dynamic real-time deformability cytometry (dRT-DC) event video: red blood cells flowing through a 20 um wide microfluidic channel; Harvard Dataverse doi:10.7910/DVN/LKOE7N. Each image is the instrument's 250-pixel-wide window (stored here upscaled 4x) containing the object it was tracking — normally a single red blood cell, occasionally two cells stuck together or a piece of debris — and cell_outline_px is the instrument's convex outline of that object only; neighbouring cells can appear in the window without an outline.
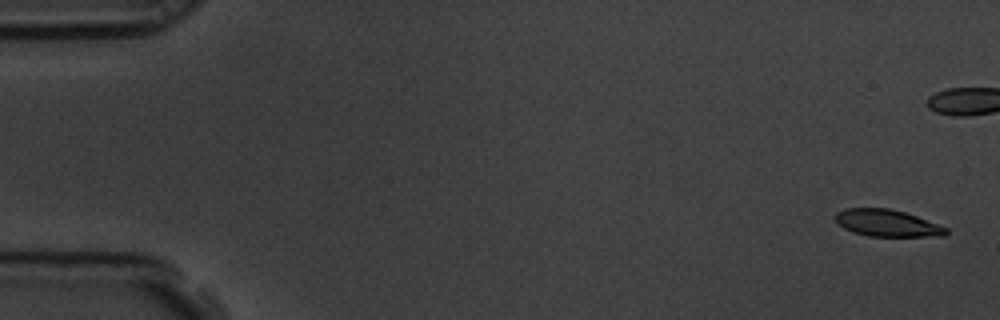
{"species": "common noctule bat (a hibernating species)", "species_latin": "Nyctalus noctula", "temperature_condition": "room temperature", "stored_images_in_passage": 6, "camera_frame_rate_fps": 3000, "um_per_image_px": 0.085, "animal": {"sex": "male", "body_mass_g": 19.5, "forearm_length_mm": 54.6}, "frame": {"image": 1, "passage_image": 1, "time_ms": 0.0, "image_size_px": [1000, 320], "cell_outline_px": [[948, 232], [944, 236], [868, 236], [852, 232], [836, 224], [836, 212], [844, 208], [888, 208], [904, 212], [916, 216], [948, 228]], "centroid_in_image_um": [75.37, 18.96], "position_along_channel_um": 9.6, "area_um2": 17.34}}
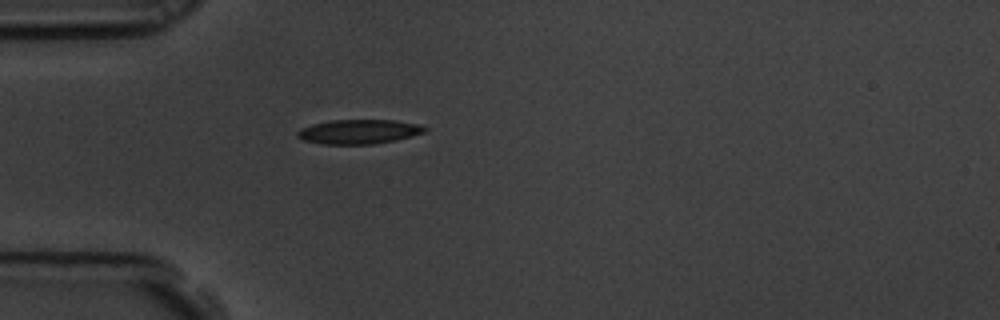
{"frame": {"image": 2, "passage_image": 6, "time_ms": 1.667, "image_size_px": [1000, 320], "cell_outline_px": [[428, 128], [424, 132], [412, 136], [396, 140], [372, 144], [324, 144], [304, 140], [296, 136], [296, 132], [300, 128], [312, 124], [332, 120], [392, 120], [416, 124]], "centroid_in_image_um": [30.47, 11.19], "position_along_channel_um": 54.5, "area_um2": 17.98}}